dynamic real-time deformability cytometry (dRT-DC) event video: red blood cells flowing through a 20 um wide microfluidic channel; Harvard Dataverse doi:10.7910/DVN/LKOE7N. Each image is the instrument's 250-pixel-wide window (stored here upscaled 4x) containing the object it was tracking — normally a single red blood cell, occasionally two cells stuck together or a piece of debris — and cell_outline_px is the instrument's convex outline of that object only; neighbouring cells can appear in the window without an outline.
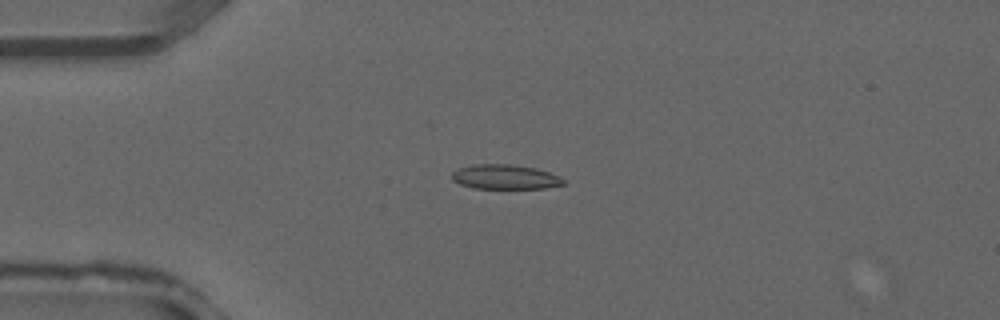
{"species": "common noctule bat (a hibernating species)", "species_latin": "Nyctalus noctula", "temperature_condition": "warm", "stored_images_in_passage": 30, "camera_frame_rate_fps": 3000, "um_per_image_px": 0.085, "animal": {"sex": "male", "forearm_length_mm": 52.5}, "frame": {"image": 1, "passage_image": 2, "time_ms": 0.333, "image_size_px": [1000, 320], "cell_outline_px": [[564, 184], [544, 188], [472, 188], [460, 184], [452, 180], [452, 172], [460, 168], [472, 164], [512, 164], [536, 168], [560, 176], [564, 180]], "centroid_in_image_um": [42.92, 15.03], "position_along_channel_um": 42.1, "area_um2": 15.95}}
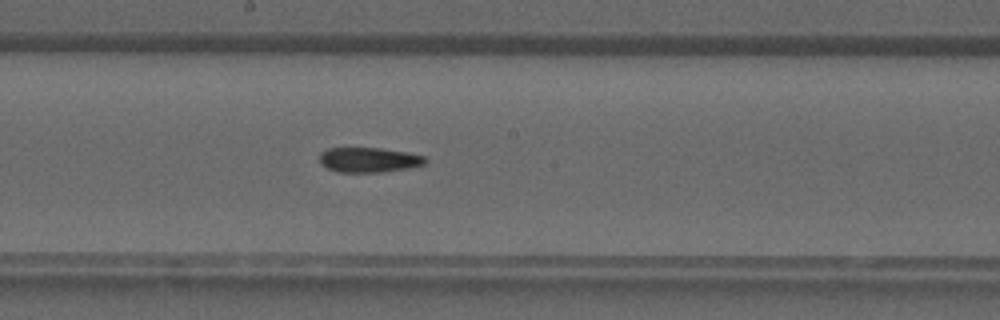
{"frame": {"image": 2, "passage_image": 13, "time_ms": 4.0, "image_size_px": [1000, 320], "cell_outline_px": [[428, 160], [424, 164], [408, 168], [384, 172], [336, 172], [320, 164], [320, 152], [328, 148], [380, 148], [408, 152], [424, 156]], "centroid_in_image_um": [31.35, 13.59], "position_along_channel_um": 216.9, "area_um2": 15.43}}
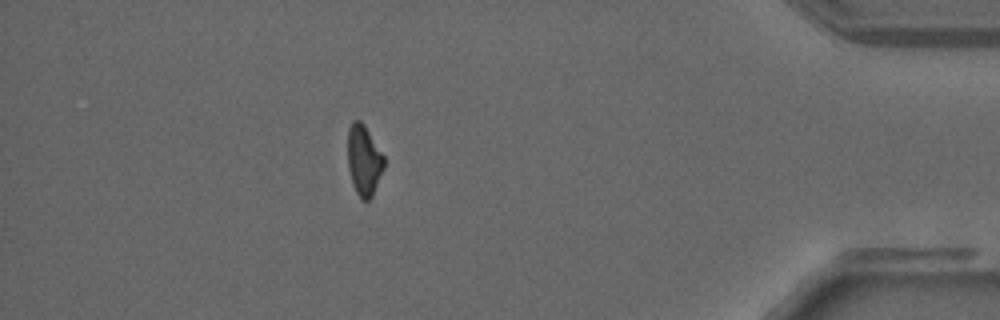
{"frame": {"image": 3, "passage_image": 26, "time_ms": 8.333, "image_size_px": [1000, 320], "cell_outline_px": [[384, 168], [372, 196], [368, 200], [360, 200], [352, 184], [348, 168], [348, 128], [352, 120], [360, 120], [364, 124], [384, 156]], "centroid_in_image_um": [30.92, 13.62], "position_along_channel_um": 404.3, "area_um2": 14.97}}